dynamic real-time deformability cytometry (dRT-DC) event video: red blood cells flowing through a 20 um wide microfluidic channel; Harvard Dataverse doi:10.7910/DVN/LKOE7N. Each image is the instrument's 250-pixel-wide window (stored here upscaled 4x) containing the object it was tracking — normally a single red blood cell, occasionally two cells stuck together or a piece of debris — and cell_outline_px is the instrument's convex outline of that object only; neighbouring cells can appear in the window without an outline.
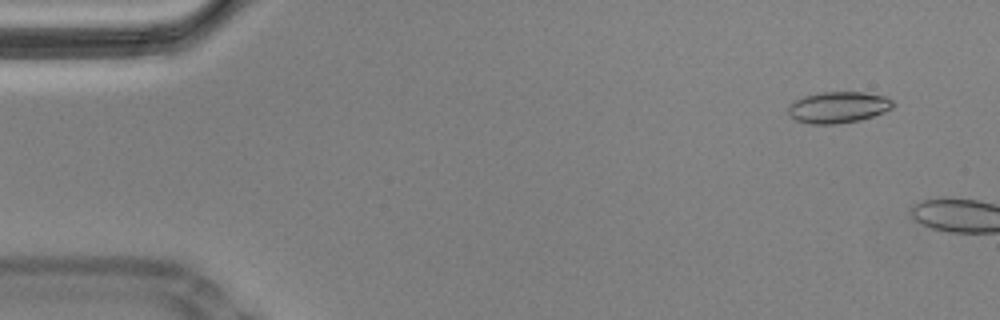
{"species": "Egyptian fruit bat (a non-hibernating species)", "species_latin": "Rousettus aegyptiacus", "temperature_condition": "cold", "stored_images_in_passage": 7, "camera_frame_rate_fps": 3000, "um_per_image_px": 0.085, "animal": {"sex": "male"}, "frame": {"image": 1, "passage_image": 4, "time_ms": 1.0, "image_size_px": [1000, 320], "cell_outline_px": [[896, 104], [892, 108], [884, 112], [860, 120], [836, 124], [808, 124], [796, 120], [788, 112], [788, 108], [796, 100], [804, 96], [824, 92], [864, 92], [884, 96], [892, 100]], "centroid_in_image_um": [71.28, 9.12], "position_along_channel_um": 13.7, "area_um2": 19.02}}